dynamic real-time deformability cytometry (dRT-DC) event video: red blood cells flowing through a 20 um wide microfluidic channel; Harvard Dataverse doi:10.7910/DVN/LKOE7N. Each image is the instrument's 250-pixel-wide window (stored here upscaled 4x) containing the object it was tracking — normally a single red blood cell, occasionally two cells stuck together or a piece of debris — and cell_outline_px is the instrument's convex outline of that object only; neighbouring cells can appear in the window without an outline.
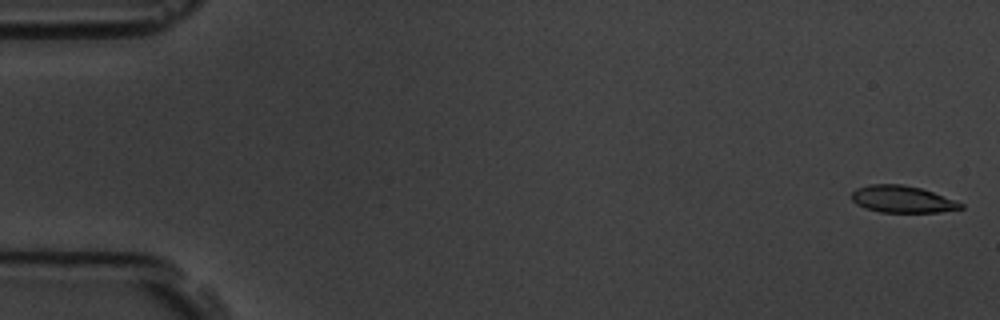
{"species": "common noctule bat (a hibernating species)", "species_latin": "Nyctalus noctula", "temperature_condition": "room temperature", "stored_images_in_passage": 57, "camera_frame_rate_fps": 3000, "um_per_image_px": 0.085, "animal": {"sex": "male", "body_mass_g": 19.5, "forearm_length_mm": 54.6}, "frame": {"image": 1, "passage_image": 1, "time_ms": 0.0, "image_size_px": [1000, 320], "cell_outline_px": [[964, 208], [940, 212], [880, 212], [864, 208], [856, 204], [852, 200], [852, 192], [856, 188], [868, 184], [900, 184], [920, 188], [932, 192], [964, 204]], "centroid_in_image_um": [76.65, 16.93], "position_along_channel_um": 8.3, "area_um2": 17.05}}
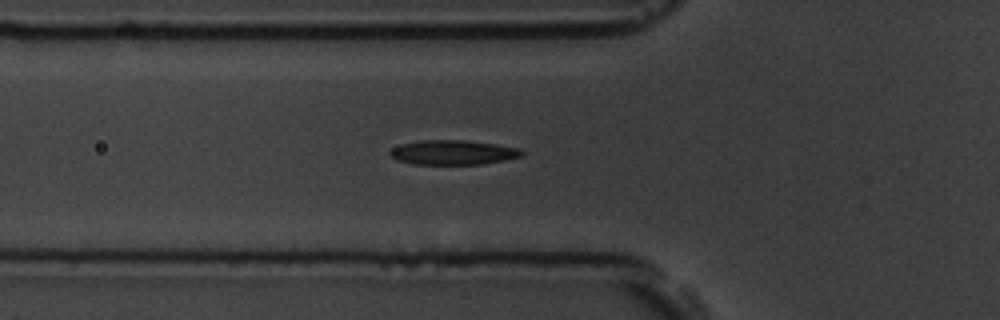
{"frame": {"image": 2, "passage_image": 20, "time_ms": 6.333, "image_size_px": [1000, 320], "cell_outline_px": [[524, 156], [504, 160], [480, 164], [412, 164], [396, 160], [388, 156], [388, 152], [392, 148], [404, 144], [424, 140], [464, 140], [496, 144], [520, 148], [524, 152]], "centroid_in_image_um": [38.51, 12.96], "position_along_channel_um": 87.3, "area_um2": 18.9}}
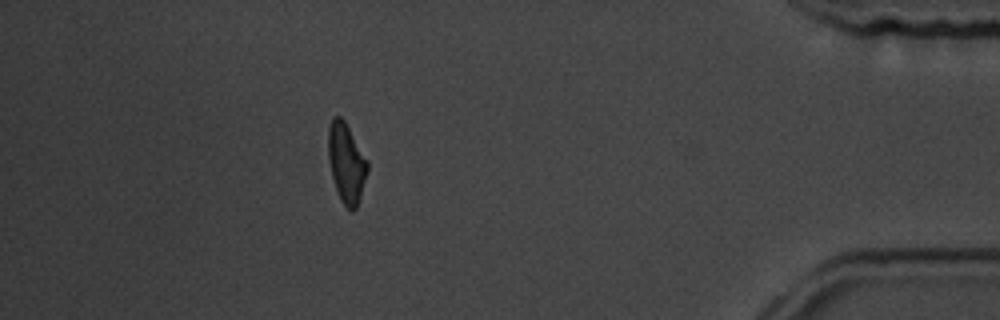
{"frame": {"image": 3, "passage_image": 51, "time_ms": 16.667, "image_size_px": [1000, 320], "cell_outline_px": [[368, 172], [356, 208], [352, 212], [340, 200], [332, 176], [328, 160], [328, 128], [332, 116], [340, 116], [344, 120], [368, 160]], "centroid_in_image_um": [29.43, 13.83], "position_along_channel_um": 405.8, "area_um2": 18.21}, "authors_computed_cell_mechanics": {"area_um2": 18.207, "velocity_mm_per_s": 3.5571, "shape_relaxation_time_tau1_ms": 4.3349, "shape_relaxation_time_tau2_ms": 2.3389, "deformation_change_tau1": 0.1508, "deformation_change_tau2": 0.0917}}